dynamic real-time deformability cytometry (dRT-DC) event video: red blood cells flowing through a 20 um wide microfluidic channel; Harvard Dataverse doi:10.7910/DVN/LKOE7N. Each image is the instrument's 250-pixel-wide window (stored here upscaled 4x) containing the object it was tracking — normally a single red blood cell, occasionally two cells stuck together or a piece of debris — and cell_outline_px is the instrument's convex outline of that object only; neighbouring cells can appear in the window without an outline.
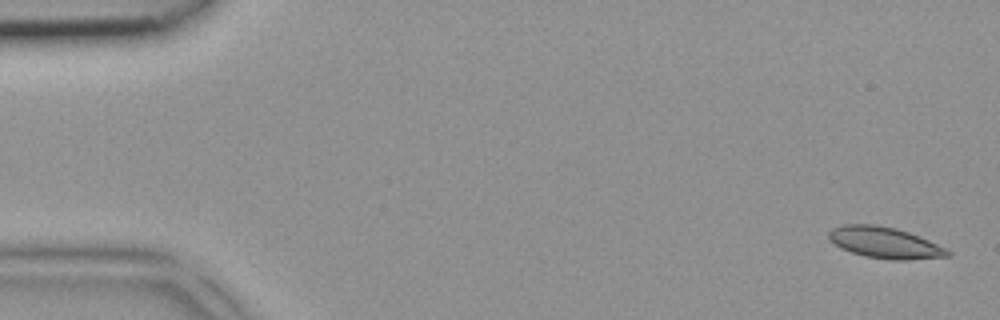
{"species": "common noctule bat (a hibernating species)", "species_latin": "Nyctalus noctula", "temperature_condition": "room temperature", "stored_images_in_passage": 4, "camera_frame_rate_fps": 3000, "um_per_image_px": 0.085, "animal": {"sex": "female", "body_mass_g": 18.4}, "frame": {"image": 1, "passage_image": 1, "time_ms": 0.0, "image_size_px": [1000, 320], "cell_outline_px": [[952, 256], [908, 260], [892, 260], [864, 256], [840, 248], [828, 240], [828, 232], [832, 228], [844, 224], [876, 224], [896, 228], [908, 232], [928, 240], [952, 252]], "centroid_in_image_um": [75.17, 20.63], "position_along_channel_um": 9.8, "area_um2": 21.73}}
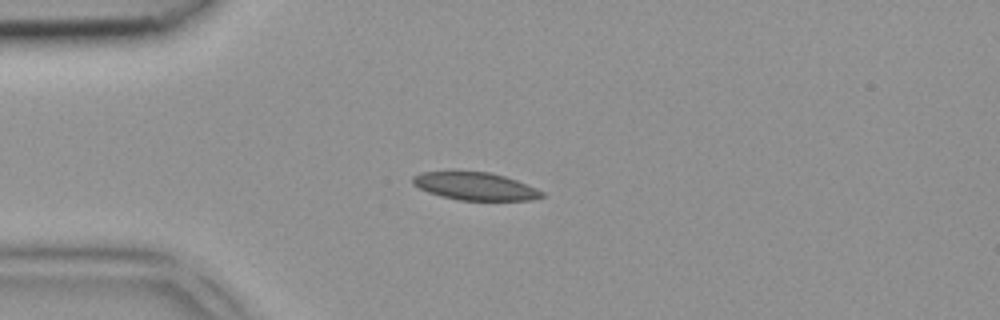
{"frame": {"image": 2, "passage_image": 4, "time_ms": 1.0, "image_size_px": [1000, 320], "cell_outline_px": [[548, 196], [532, 200], [460, 200], [440, 196], [428, 192], [412, 184], [412, 176], [420, 172], [488, 172], [504, 176], [516, 180], [536, 188], [544, 192]], "centroid_in_image_um": [40.41, 15.84], "position_along_channel_um": 44.6, "area_um2": 20.81}}